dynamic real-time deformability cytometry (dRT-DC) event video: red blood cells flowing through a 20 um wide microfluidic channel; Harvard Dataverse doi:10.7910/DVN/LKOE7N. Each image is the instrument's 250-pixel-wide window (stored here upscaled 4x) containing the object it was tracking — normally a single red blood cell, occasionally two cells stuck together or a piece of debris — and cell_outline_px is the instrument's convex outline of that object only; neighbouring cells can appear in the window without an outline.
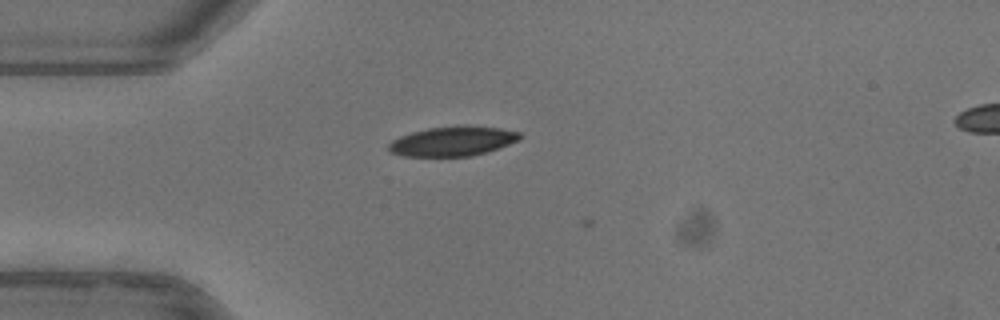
{"species": "common noctule bat (a hibernating species)", "species_latin": "Nyctalus noctula", "temperature_condition": "warm", "stored_images_in_passage": 9, "camera_frame_rate_fps": 3000, "um_per_image_px": 0.085, "animal": {"sex": "female"}, "frame": {"image": 1, "passage_image": 8, "time_ms": 2.333, "image_size_px": [1000, 320], "cell_outline_px": [[520, 140], [488, 152], [472, 156], [404, 156], [388, 152], [388, 144], [392, 140], [400, 136], [412, 132], [428, 128], [464, 124], [500, 128], [520, 132]], "centroid_in_image_um": [38.48, 11.99], "position_along_channel_um": 46.5, "area_um2": 22.95}}